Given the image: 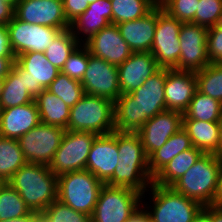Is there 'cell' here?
<instances>
[{"instance_id":"cell-1","label":"cell","mask_w":222,"mask_h":222,"mask_svg":"<svg viewBox=\"0 0 222 222\" xmlns=\"http://www.w3.org/2000/svg\"><path fill=\"white\" fill-rule=\"evenodd\" d=\"M166 68H160L143 85L114 102V126L119 132H137L149 118L166 111Z\"/></svg>"},{"instance_id":"cell-2","label":"cell","mask_w":222,"mask_h":222,"mask_svg":"<svg viewBox=\"0 0 222 222\" xmlns=\"http://www.w3.org/2000/svg\"><path fill=\"white\" fill-rule=\"evenodd\" d=\"M119 161L113 176L105 183L109 186L127 187L137 190L144 200L145 192L153 177L148 169V156L137 132L117 131Z\"/></svg>"},{"instance_id":"cell-3","label":"cell","mask_w":222,"mask_h":222,"mask_svg":"<svg viewBox=\"0 0 222 222\" xmlns=\"http://www.w3.org/2000/svg\"><path fill=\"white\" fill-rule=\"evenodd\" d=\"M7 183L20 194L31 212L39 215L57 200L58 179L48 165L26 163Z\"/></svg>"},{"instance_id":"cell-4","label":"cell","mask_w":222,"mask_h":222,"mask_svg":"<svg viewBox=\"0 0 222 222\" xmlns=\"http://www.w3.org/2000/svg\"><path fill=\"white\" fill-rule=\"evenodd\" d=\"M221 161L211 153H203L171 187L203 207L213 205L217 191Z\"/></svg>"},{"instance_id":"cell-5","label":"cell","mask_w":222,"mask_h":222,"mask_svg":"<svg viewBox=\"0 0 222 222\" xmlns=\"http://www.w3.org/2000/svg\"><path fill=\"white\" fill-rule=\"evenodd\" d=\"M149 188L146 193L149 192L148 194L152 195L150 202L153 201V206L141 202V208L150 222H193L204 208L198 202L175 191L171 186H159L152 183Z\"/></svg>"},{"instance_id":"cell-6","label":"cell","mask_w":222,"mask_h":222,"mask_svg":"<svg viewBox=\"0 0 222 222\" xmlns=\"http://www.w3.org/2000/svg\"><path fill=\"white\" fill-rule=\"evenodd\" d=\"M67 131L105 135L115 131L114 102L108 98L84 94L70 109Z\"/></svg>"},{"instance_id":"cell-7","label":"cell","mask_w":222,"mask_h":222,"mask_svg":"<svg viewBox=\"0 0 222 222\" xmlns=\"http://www.w3.org/2000/svg\"><path fill=\"white\" fill-rule=\"evenodd\" d=\"M57 179V200L91 216L104 183L86 169L64 173Z\"/></svg>"},{"instance_id":"cell-8","label":"cell","mask_w":222,"mask_h":222,"mask_svg":"<svg viewBox=\"0 0 222 222\" xmlns=\"http://www.w3.org/2000/svg\"><path fill=\"white\" fill-rule=\"evenodd\" d=\"M142 194L127 187L104 184L91 222H128L141 209Z\"/></svg>"},{"instance_id":"cell-9","label":"cell","mask_w":222,"mask_h":222,"mask_svg":"<svg viewBox=\"0 0 222 222\" xmlns=\"http://www.w3.org/2000/svg\"><path fill=\"white\" fill-rule=\"evenodd\" d=\"M96 136L93 132L66 130L49 164L50 170L58 177L64 173L86 169L88 154Z\"/></svg>"},{"instance_id":"cell-10","label":"cell","mask_w":222,"mask_h":222,"mask_svg":"<svg viewBox=\"0 0 222 222\" xmlns=\"http://www.w3.org/2000/svg\"><path fill=\"white\" fill-rule=\"evenodd\" d=\"M182 22L169 15L157 4V24L151 54L161 68L174 69L179 62V31Z\"/></svg>"},{"instance_id":"cell-11","label":"cell","mask_w":222,"mask_h":222,"mask_svg":"<svg viewBox=\"0 0 222 222\" xmlns=\"http://www.w3.org/2000/svg\"><path fill=\"white\" fill-rule=\"evenodd\" d=\"M65 131L57 126L39 123L21 136L18 143L26 162L49 166Z\"/></svg>"},{"instance_id":"cell-12","label":"cell","mask_w":222,"mask_h":222,"mask_svg":"<svg viewBox=\"0 0 222 222\" xmlns=\"http://www.w3.org/2000/svg\"><path fill=\"white\" fill-rule=\"evenodd\" d=\"M10 45L15 56L25 52H45L54 38L62 31L59 28L29 24L15 15L6 25Z\"/></svg>"},{"instance_id":"cell-13","label":"cell","mask_w":222,"mask_h":222,"mask_svg":"<svg viewBox=\"0 0 222 222\" xmlns=\"http://www.w3.org/2000/svg\"><path fill=\"white\" fill-rule=\"evenodd\" d=\"M208 28L196 23H182L179 31L180 57L174 68L179 71L198 72L210 64L207 55Z\"/></svg>"},{"instance_id":"cell-14","label":"cell","mask_w":222,"mask_h":222,"mask_svg":"<svg viewBox=\"0 0 222 222\" xmlns=\"http://www.w3.org/2000/svg\"><path fill=\"white\" fill-rule=\"evenodd\" d=\"M85 94L115 102L121 96L117 66L90 55L87 70L80 81Z\"/></svg>"},{"instance_id":"cell-15","label":"cell","mask_w":222,"mask_h":222,"mask_svg":"<svg viewBox=\"0 0 222 222\" xmlns=\"http://www.w3.org/2000/svg\"><path fill=\"white\" fill-rule=\"evenodd\" d=\"M14 15L29 24L55 27L62 31L70 28L63 0H19Z\"/></svg>"},{"instance_id":"cell-16","label":"cell","mask_w":222,"mask_h":222,"mask_svg":"<svg viewBox=\"0 0 222 222\" xmlns=\"http://www.w3.org/2000/svg\"><path fill=\"white\" fill-rule=\"evenodd\" d=\"M181 128H183V113L166 110L149 118L137 133L141 138L145 153L149 157Z\"/></svg>"},{"instance_id":"cell-17","label":"cell","mask_w":222,"mask_h":222,"mask_svg":"<svg viewBox=\"0 0 222 222\" xmlns=\"http://www.w3.org/2000/svg\"><path fill=\"white\" fill-rule=\"evenodd\" d=\"M84 45L92 56L115 66L122 64L133 53L122 38L118 26L112 23L93 35Z\"/></svg>"},{"instance_id":"cell-18","label":"cell","mask_w":222,"mask_h":222,"mask_svg":"<svg viewBox=\"0 0 222 222\" xmlns=\"http://www.w3.org/2000/svg\"><path fill=\"white\" fill-rule=\"evenodd\" d=\"M118 161L117 131L97 135L88 154L86 170L105 184L113 176Z\"/></svg>"},{"instance_id":"cell-19","label":"cell","mask_w":222,"mask_h":222,"mask_svg":"<svg viewBox=\"0 0 222 222\" xmlns=\"http://www.w3.org/2000/svg\"><path fill=\"white\" fill-rule=\"evenodd\" d=\"M121 94L131 93L161 67L151 52H133L117 66Z\"/></svg>"},{"instance_id":"cell-20","label":"cell","mask_w":222,"mask_h":222,"mask_svg":"<svg viewBox=\"0 0 222 222\" xmlns=\"http://www.w3.org/2000/svg\"><path fill=\"white\" fill-rule=\"evenodd\" d=\"M196 90L197 79L194 72L166 68L164 91L167 110L184 113Z\"/></svg>"},{"instance_id":"cell-21","label":"cell","mask_w":222,"mask_h":222,"mask_svg":"<svg viewBox=\"0 0 222 222\" xmlns=\"http://www.w3.org/2000/svg\"><path fill=\"white\" fill-rule=\"evenodd\" d=\"M15 62L27 72L29 93L34 99L47 89L60 72L43 52H25L16 56Z\"/></svg>"},{"instance_id":"cell-22","label":"cell","mask_w":222,"mask_h":222,"mask_svg":"<svg viewBox=\"0 0 222 222\" xmlns=\"http://www.w3.org/2000/svg\"><path fill=\"white\" fill-rule=\"evenodd\" d=\"M39 123H41V121L35 101L2 109L0 136L18 140Z\"/></svg>"},{"instance_id":"cell-23","label":"cell","mask_w":222,"mask_h":222,"mask_svg":"<svg viewBox=\"0 0 222 222\" xmlns=\"http://www.w3.org/2000/svg\"><path fill=\"white\" fill-rule=\"evenodd\" d=\"M111 23L112 5L110 0H97L90 3L86 11L70 24V29L76 39L84 44ZM83 37L85 38L83 39Z\"/></svg>"},{"instance_id":"cell-24","label":"cell","mask_w":222,"mask_h":222,"mask_svg":"<svg viewBox=\"0 0 222 222\" xmlns=\"http://www.w3.org/2000/svg\"><path fill=\"white\" fill-rule=\"evenodd\" d=\"M157 24V5L144 17L117 24L132 52H150Z\"/></svg>"},{"instance_id":"cell-25","label":"cell","mask_w":222,"mask_h":222,"mask_svg":"<svg viewBox=\"0 0 222 222\" xmlns=\"http://www.w3.org/2000/svg\"><path fill=\"white\" fill-rule=\"evenodd\" d=\"M34 98L29 93L27 72L16 62L4 78L3 92L0 96L2 109L15 107L33 102Z\"/></svg>"},{"instance_id":"cell-26","label":"cell","mask_w":222,"mask_h":222,"mask_svg":"<svg viewBox=\"0 0 222 222\" xmlns=\"http://www.w3.org/2000/svg\"><path fill=\"white\" fill-rule=\"evenodd\" d=\"M41 123L67 129L70 107L64 101L47 89H44L35 99Z\"/></svg>"},{"instance_id":"cell-27","label":"cell","mask_w":222,"mask_h":222,"mask_svg":"<svg viewBox=\"0 0 222 222\" xmlns=\"http://www.w3.org/2000/svg\"><path fill=\"white\" fill-rule=\"evenodd\" d=\"M220 122L183 120V129L188 133L193 147L203 153L214 154L218 148Z\"/></svg>"},{"instance_id":"cell-28","label":"cell","mask_w":222,"mask_h":222,"mask_svg":"<svg viewBox=\"0 0 222 222\" xmlns=\"http://www.w3.org/2000/svg\"><path fill=\"white\" fill-rule=\"evenodd\" d=\"M193 147L188 133L181 128L173 134L167 142L148 157V169L154 177L164 166H166L179 153Z\"/></svg>"},{"instance_id":"cell-29","label":"cell","mask_w":222,"mask_h":222,"mask_svg":"<svg viewBox=\"0 0 222 222\" xmlns=\"http://www.w3.org/2000/svg\"><path fill=\"white\" fill-rule=\"evenodd\" d=\"M202 154L203 152L195 147L179 153L153 177V183L159 186H171L196 163Z\"/></svg>"},{"instance_id":"cell-30","label":"cell","mask_w":222,"mask_h":222,"mask_svg":"<svg viewBox=\"0 0 222 222\" xmlns=\"http://www.w3.org/2000/svg\"><path fill=\"white\" fill-rule=\"evenodd\" d=\"M183 120L220 122L222 120V103L196 90L189 107L183 113Z\"/></svg>"},{"instance_id":"cell-31","label":"cell","mask_w":222,"mask_h":222,"mask_svg":"<svg viewBox=\"0 0 222 222\" xmlns=\"http://www.w3.org/2000/svg\"><path fill=\"white\" fill-rule=\"evenodd\" d=\"M112 24H120L144 17L157 4L158 0H110Z\"/></svg>"},{"instance_id":"cell-32","label":"cell","mask_w":222,"mask_h":222,"mask_svg":"<svg viewBox=\"0 0 222 222\" xmlns=\"http://www.w3.org/2000/svg\"><path fill=\"white\" fill-rule=\"evenodd\" d=\"M26 163L18 140L0 136V177L7 182Z\"/></svg>"},{"instance_id":"cell-33","label":"cell","mask_w":222,"mask_h":222,"mask_svg":"<svg viewBox=\"0 0 222 222\" xmlns=\"http://www.w3.org/2000/svg\"><path fill=\"white\" fill-rule=\"evenodd\" d=\"M80 44L69 28L61 31L44 53L48 61L61 71L69 56Z\"/></svg>"},{"instance_id":"cell-34","label":"cell","mask_w":222,"mask_h":222,"mask_svg":"<svg viewBox=\"0 0 222 222\" xmlns=\"http://www.w3.org/2000/svg\"><path fill=\"white\" fill-rule=\"evenodd\" d=\"M195 75L197 90L222 103V63H210Z\"/></svg>"},{"instance_id":"cell-35","label":"cell","mask_w":222,"mask_h":222,"mask_svg":"<svg viewBox=\"0 0 222 222\" xmlns=\"http://www.w3.org/2000/svg\"><path fill=\"white\" fill-rule=\"evenodd\" d=\"M31 210L20 194L8 183L0 188V221L27 216Z\"/></svg>"},{"instance_id":"cell-36","label":"cell","mask_w":222,"mask_h":222,"mask_svg":"<svg viewBox=\"0 0 222 222\" xmlns=\"http://www.w3.org/2000/svg\"><path fill=\"white\" fill-rule=\"evenodd\" d=\"M47 90L62 99L68 107H73L85 94L79 80L68 75L58 73L56 79L47 87Z\"/></svg>"},{"instance_id":"cell-37","label":"cell","mask_w":222,"mask_h":222,"mask_svg":"<svg viewBox=\"0 0 222 222\" xmlns=\"http://www.w3.org/2000/svg\"><path fill=\"white\" fill-rule=\"evenodd\" d=\"M40 222H91V216L56 200L40 214Z\"/></svg>"},{"instance_id":"cell-38","label":"cell","mask_w":222,"mask_h":222,"mask_svg":"<svg viewBox=\"0 0 222 222\" xmlns=\"http://www.w3.org/2000/svg\"><path fill=\"white\" fill-rule=\"evenodd\" d=\"M193 23L206 28L222 23V0H199Z\"/></svg>"},{"instance_id":"cell-39","label":"cell","mask_w":222,"mask_h":222,"mask_svg":"<svg viewBox=\"0 0 222 222\" xmlns=\"http://www.w3.org/2000/svg\"><path fill=\"white\" fill-rule=\"evenodd\" d=\"M169 15L182 23H193L199 0H158Z\"/></svg>"},{"instance_id":"cell-40","label":"cell","mask_w":222,"mask_h":222,"mask_svg":"<svg viewBox=\"0 0 222 222\" xmlns=\"http://www.w3.org/2000/svg\"><path fill=\"white\" fill-rule=\"evenodd\" d=\"M89 49L80 44L65 62L61 72L70 78L81 81L88 66Z\"/></svg>"},{"instance_id":"cell-41","label":"cell","mask_w":222,"mask_h":222,"mask_svg":"<svg viewBox=\"0 0 222 222\" xmlns=\"http://www.w3.org/2000/svg\"><path fill=\"white\" fill-rule=\"evenodd\" d=\"M207 55L210 63H222V23L208 28Z\"/></svg>"},{"instance_id":"cell-42","label":"cell","mask_w":222,"mask_h":222,"mask_svg":"<svg viewBox=\"0 0 222 222\" xmlns=\"http://www.w3.org/2000/svg\"><path fill=\"white\" fill-rule=\"evenodd\" d=\"M89 3L86 0H63L64 13L69 24L86 11Z\"/></svg>"},{"instance_id":"cell-43","label":"cell","mask_w":222,"mask_h":222,"mask_svg":"<svg viewBox=\"0 0 222 222\" xmlns=\"http://www.w3.org/2000/svg\"><path fill=\"white\" fill-rule=\"evenodd\" d=\"M0 57H16L12 51L6 25L0 24Z\"/></svg>"},{"instance_id":"cell-44","label":"cell","mask_w":222,"mask_h":222,"mask_svg":"<svg viewBox=\"0 0 222 222\" xmlns=\"http://www.w3.org/2000/svg\"><path fill=\"white\" fill-rule=\"evenodd\" d=\"M15 8L5 2L0 0V24L7 25L14 17Z\"/></svg>"},{"instance_id":"cell-45","label":"cell","mask_w":222,"mask_h":222,"mask_svg":"<svg viewBox=\"0 0 222 222\" xmlns=\"http://www.w3.org/2000/svg\"><path fill=\"white\" fill-rule=\"evenodd\" d=\"M16 57H0V79H4L12 69Z\"/></svg>"},{"instance_id":"cell-46","label":"cell","mask_w":222,"mask_h":222,"mask_svg":"<svg viewBox=\"0 0 222 222\" xmlns=\"http://www.w3.org/2000/svg\"><path fill=\"white\" fill-rule=\"evenodd\" d=\"M213 206L222 207V161L220 165L217 191L214 197Z\"/></svg>"},{"instance_id":"cell-47","label":"cell","mask_w":222,"mask_h":222,"mask_svg":"<svg viewBox=\"0 0 222 222\" xmlns=\"http://www.w3.org/2000/svg\"><path fill=\"white\" fill-rule=\"evenodd\" d=\"M0 222H40V215L35 212H31L27 216L17 217L10 220H2Z\"/></svg>"},{"instance_id":"cell-48","label":"cell","mask_w":222,"mask_h":222,"mask_svg":"<svg viewBox=\"0 0 222 222\" xmlns=\"http://www.w3.org/2000/svg\"><path fill=\"white\" fill-rule=\"evenodd\" d=\"M193 222H211V205L205 206Z\"/></svg>"},{"instance_id":"cell-49","label":"cell","mask_w":222,"mask_h":222,"mask_svg":"<svg viewBox=\"0 0 222 222\" xmlns=\"http://www.w3.org/2000/svg\"><path fill=\"white\" fill-rule=\"evenodd\" d=\"M211 222H222V207L211 205Z\"/></svg>"},{"instance_id":"cell-50","label":"cell","mask_w":222,"mask_h":222,"mask_svg":"<svg viewBox=\"0 0 222 222\" xmlns=\"http://www.w3.org/2000/svg\"><path fill=\"white\" fill-rule=\"evenodd\" d=\"M128 222H150L147 214L141 208L135 215H133Z\"/></svg>"},{"instance_id":"cell-51","label":"cell","mask_w":222,"mask_h":222,"mask_svg":"<svg viewBox=\"0 0 222 222\" xmlns=\"http://www.w3.org/2000/svg\"><path fill=\"white\" fill-rule=\"evenodd\" d=\"M219 126H220L219 144H218V148H217L216 152L214 153V155H215L220 161H222V120L220 121Z\"/></svg>"},{"instance_id":"cell-52","label":"cell","mask_w":222,"mask_h":222,"mask_svg":"<svg viewBox=\"0 0 222 222\" xmlns=\"http://www.w3.org/2000/svg\"><path fill=\"white\" fill-rule=\"evenodd\" d=\"M5 2H7V3H9V4H11L14 8H15V6L17 5V2L19 1V0H4Z\"/></svg>"},{"instance_id":"cell-53","label":"cell","mask_w":222,"mask_h":222,"mask_svg":"<svg viewBox=\"0 0 222 222\" xmlns=\"http://www.w3.org/2000/svg\"><path fill=\"white\" fill-rule=\"evenodd\" d=\"M3 87H4V79H0V96L3 92Z\"/></svg>"},{"instance_id":"cell-54","label":"cell","mask_w":222,"mask_h":222,"mask_svg":"<svg viewBox=\"0 0 222 222\" xmlns=\"http://www.w3.org/2000/svg\"><path fill=\"white\" fill-rule=\"evenodd\" d=\"M7 182L4 181L1 177H0V188L5 185Z\"/></svg>"},{"instance_id":"cell-55","label":"cell","mask_w":222,"mask_h":222,"mask_svg":"<svg viewBox=\"0 0 222 222\" xmlns=\"http://www.w3.org/2000/svg\"><path fill=\"white\" fill-rule=\"evenodd\" d=\"M95 1H97V0H86V2H88L89 4H90V3H93V2H95Z\"/></svg>"},{"instance_id":"cell-56","label":"cell","mask_w":222,"mask_h":222,"mask_svg":"<svg viewBox=\"0 0 222 222\" xmlns=\"http://www.w3.org/2000/svg\"><path fill=\"white\" fill-rule=\"evenodd\" d=\"M1 114H2V106L0 104V117H1Z\"/></svg>"}]
</instances>
